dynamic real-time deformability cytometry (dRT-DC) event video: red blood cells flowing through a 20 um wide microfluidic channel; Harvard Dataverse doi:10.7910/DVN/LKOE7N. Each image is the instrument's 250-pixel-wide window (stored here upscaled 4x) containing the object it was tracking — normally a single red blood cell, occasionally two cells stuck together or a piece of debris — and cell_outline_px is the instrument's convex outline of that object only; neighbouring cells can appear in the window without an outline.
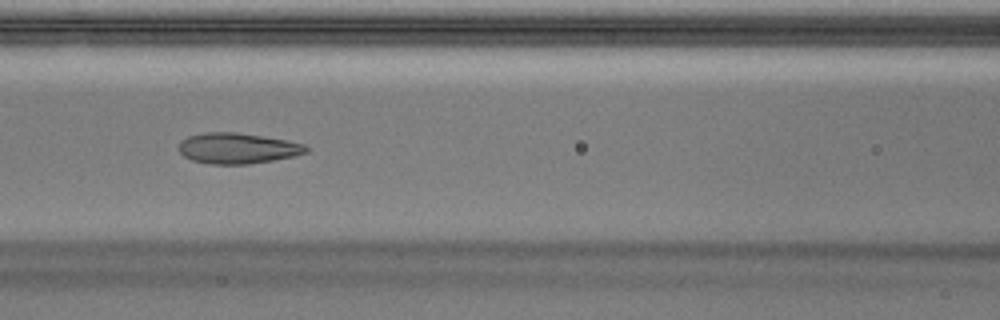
{"species": "Egyptian fruit bat (a non-hibernating species)", "species_latin": "Rousettus aegyptiacus", "temperature_condition": "warm", "stored_images_in_passage": 51, "segment_of_instrument_passage": [1, 2], "camera_frame_rate_fps": 3000, "um_per_image_px": 0.085, "animal": {"sex": "male"}, "frame": {"image": 1, "passage_image": 22, "time_ms": 7.0, "image_size_px": [1000, 320], "cell_outline_px": [[308, 152], [296, 156], [248, 164], [208, 164], [192, 160], [184, 156], [180, 152], [180, 140], [188, 136], [204, 132], [236, 132], [288, 140], [304, 144], [308, 148]], "centroid_in_image_um": [20.2, 12.6], "position_along_channel_um": 146.4, "area_um2": 22.83}}
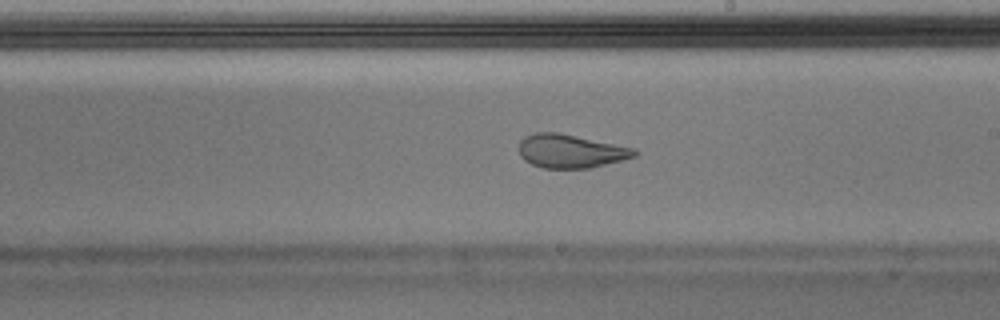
{"frame": {"image": 2, "passage_image": 29, "time_ms": 9.333, "image_size_px": [1000, 320], "cell_outline_px": [[636, 156], [588, 168], [544, 168], [532, 164], [524, 160], [520, 156], [520, 140], [524, 136], [536, 132], [560, 132], [636, 148]], "centroid_in_image_um": [48.48, 12.83], "position_along_channel_um": 240.5, "area_um2": 22.54}}
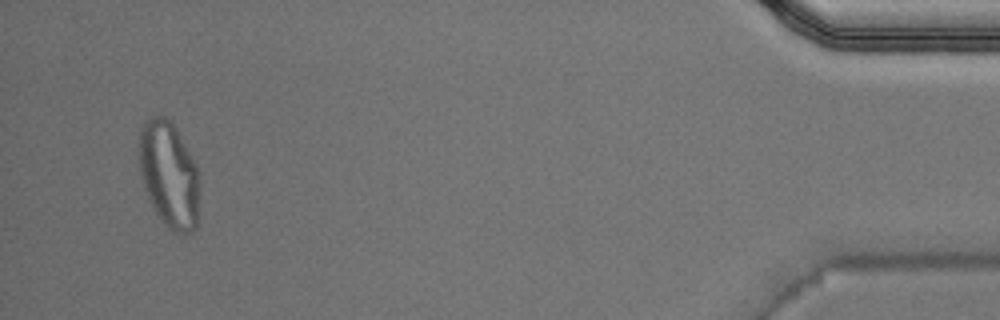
{"frame": {"image": 3, "passage_image": 48, "time_ms": 15.667, "image_size_px": [1000, 320], "cell_outline_px": [[200, 176], [196, 228], [192, 232], [172, 232], [164, 224], [156, 212], [144, 188], [140, 176], [136, 148], [140, 128], [144, 120], [148, 116], [164, 116], [176, 128], [196, 164], [200, 172]], "centroid_in_image_um": [14.33, 14.79], "position_along_channel_um": 420.9, "area_um2": 38.15}}